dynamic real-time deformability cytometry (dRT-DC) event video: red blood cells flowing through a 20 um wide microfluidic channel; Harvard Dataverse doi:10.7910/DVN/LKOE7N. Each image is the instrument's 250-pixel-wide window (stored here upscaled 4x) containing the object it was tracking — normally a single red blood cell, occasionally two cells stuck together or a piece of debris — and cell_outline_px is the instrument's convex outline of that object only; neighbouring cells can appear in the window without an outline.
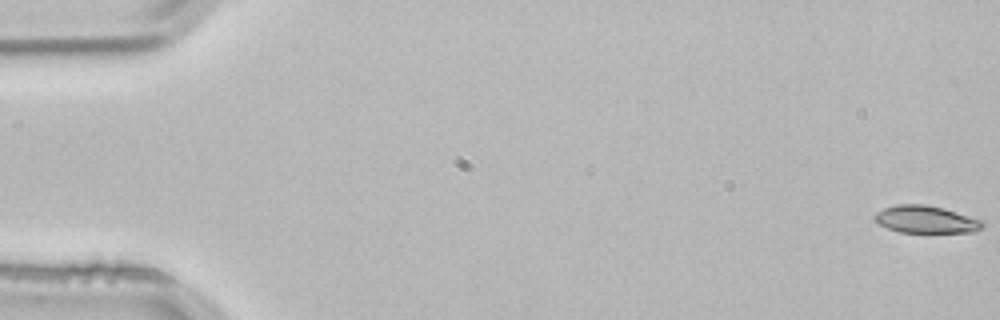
{"species": "common noctule bat (a hibernating species)", "species_latin": "Nyctalus noctula", "temperature_condition": "room temperature", "stored_images_in_passage": 4, "camera_frame_rate_fps": 3000, "um_per_image_px": 0.085, "animal": {"sex": "male", "body_mass_g": 21.5, "forearm_length_mm": 52.0}, "frame": {"image": 1, "passage_image": 1, "time_ms": 0.0, "image_size_px": [1000, 320], "cell_outline_px": [[984, 228], [972, 232], [900, 232], [876, 224], [872, 220], [872, 216], [876, 212], [884, 208], [896, 204], [924, 204], [944, 208], [984, 220]], "centroid_in_image_um": [78.68, 18.65], "position_along_channel_um": 6.3, "area_um2": 17.51}}
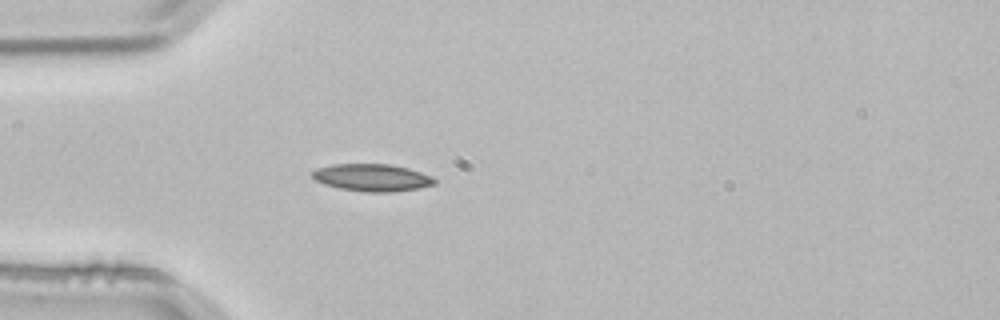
{"frame": {"image": 2, "passage_image": 4, "time_ms": 1.0, "image_size_px": [1000, 320], "cell_outline_px": [[436, 184], [420, 188], [392, 192], [368, 192], [340, 188], [324, 184], [316, 180], [312, 176], [312, 172], [316, 168], [332, 164], [388, 164], [408, 168], [432, 176], [436, 180]], "centroid_in_image_um": [31.64, 15.09], "position_along_channel_um": 53.4, "area_um2": 19.42}}